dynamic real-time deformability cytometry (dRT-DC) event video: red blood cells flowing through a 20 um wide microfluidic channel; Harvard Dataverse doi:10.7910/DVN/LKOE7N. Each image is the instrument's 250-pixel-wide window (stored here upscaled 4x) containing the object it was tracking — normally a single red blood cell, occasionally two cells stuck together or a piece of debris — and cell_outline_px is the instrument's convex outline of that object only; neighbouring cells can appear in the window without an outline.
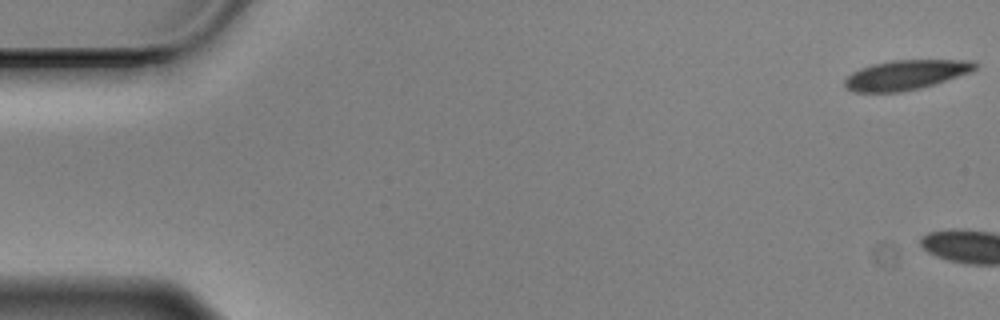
{"species": "Egyptian fruit bat (a non-hibernating species)", "species_latin": "Rousettus aegyptiacus", "temperature_condition": "cold", "stored_images_in_passage": 14, "camera_frame_rate_fps": 3000, "um_per_image_px": 0.085, "animal": {"sex": "male"}, "frame": {"image": 1, "passage_image": 1, "time_ms": 0.0, "image_size_px": [1000, 320], "cell_outline_px": [[976, 68], [972, 72], [920, 88], [900, 92], [856, 92], [844, 88], [844, 80], [852, 72], [860, 68], [872, 64], [892, 60], [976, 60]], "centroid_in_image_um": [76.98, 6.36], "position_along_channel_um": 8.0, "area_um2": 22.6}}